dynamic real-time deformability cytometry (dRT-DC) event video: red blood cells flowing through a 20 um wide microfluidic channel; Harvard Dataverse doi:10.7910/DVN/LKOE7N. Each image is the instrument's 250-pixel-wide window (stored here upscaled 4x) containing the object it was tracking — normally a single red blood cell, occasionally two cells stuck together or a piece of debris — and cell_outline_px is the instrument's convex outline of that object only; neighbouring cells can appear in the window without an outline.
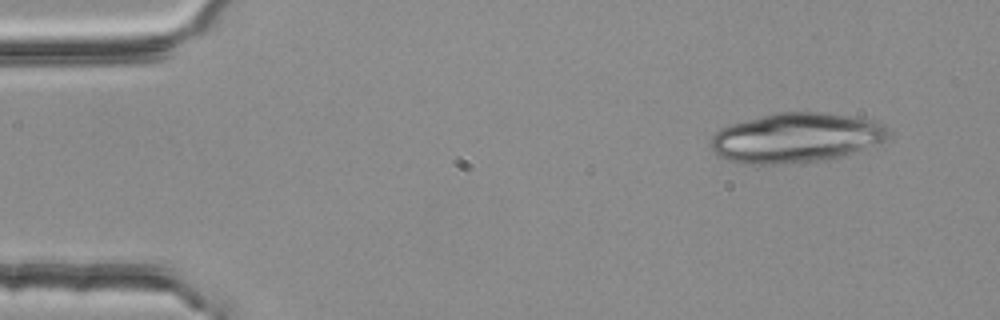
{"species": "common noctule bat (a hibernating species)", "species_latin": "Nyctalus noctula", "temperature_condition": "room temperature", "stored_images_in_passage": 3, "camera_frame_rate_fps": 3000, "um_per_image_px": 0.085, "animal": {"sex": "female", "body_mass_g": 25.1}, "frame": {"image": 1, "passage_image": 1, "time_ms": 0.0, "image_size_px": [1000, 320], "cell_outline_px": [[888, 136], [884, 140], [852, 152], [840, 156], [824, 160], [776, 164], [744, 164], [728, 160], [720, 156], [712, 148], [712, 136], [720, 128], [732, 124], [772, 112], [824, 112], [852, 116], [872, 120], [884, 124], [888, 128]], "centroid_in_image_um": [67.64, 11.69], "position_along_channel_um": 17.4, "area_um2": 51.04}}